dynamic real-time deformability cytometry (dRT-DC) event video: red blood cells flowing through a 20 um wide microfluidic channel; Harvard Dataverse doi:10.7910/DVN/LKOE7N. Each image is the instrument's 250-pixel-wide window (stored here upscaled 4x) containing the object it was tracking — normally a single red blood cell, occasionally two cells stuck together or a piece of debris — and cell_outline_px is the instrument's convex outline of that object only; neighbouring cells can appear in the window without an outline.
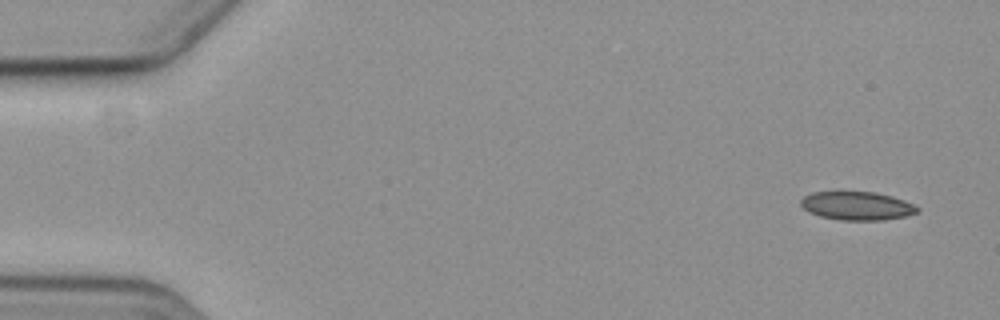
{"species": "common noctule bat (a hibernating species)", "species_latin": "Nyctalus noctula", "temperature_condition": "cold", "stored_images_in_passage": 4, "camera_frame_rate_fps": 3000, "um_per_image_px": 0.085, "animal": {"sex": "female", "body_mass_g": 19.3, "forearm_length_mm": 54.1}, "frame": {"image": 1, "passage_image": 1, "time_ms": 0.0, "image_size_px": [1000, 320], "cell_outline_px": [[920, 212], [908, 216], [884, 220], [840, 220], [820, 216], [808, 212], [800, 204], [800, 200], [804, 196], [812, 192], [876, 192], [892, 196], [904, 200], [920, 208]], "centroid_in_image_um": [72.87, 17.5], "position_along_channel_um": 12.1, "area_um2": 19.48}}